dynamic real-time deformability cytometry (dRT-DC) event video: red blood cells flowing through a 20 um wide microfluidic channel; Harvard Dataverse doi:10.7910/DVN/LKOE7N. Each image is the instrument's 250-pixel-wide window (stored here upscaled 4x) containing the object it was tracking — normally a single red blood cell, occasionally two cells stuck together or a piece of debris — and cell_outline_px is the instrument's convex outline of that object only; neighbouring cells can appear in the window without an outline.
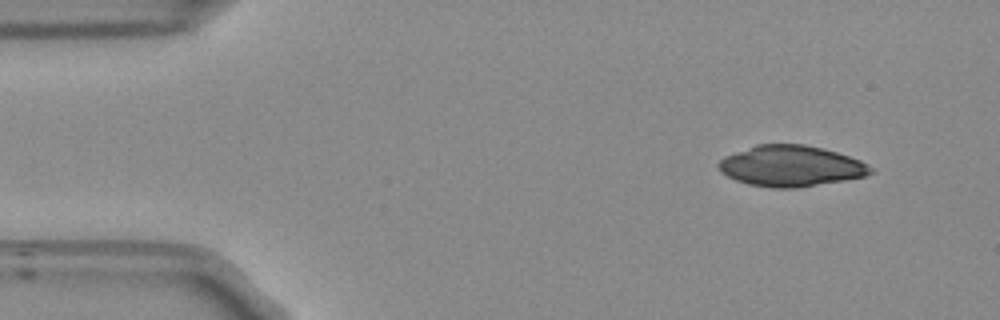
{"species": "Egyptian fruit bat (a non-hibernating species)", "species_latin": "Rousettus aegyptiacus", "temperature_condition": "room temperature", "stored_images_in_passage": 49, "camera_frame_rate_fps": 3000, "um_per_image_px": 0.085, "frame": {"image": 1, "passage_image": 1, "time_ms": 0.0, "image_size_px": [1000, 320], "cell_outline_px": [[876, 172], [864, 176], [844, 180], [800, 188], [772, 188], [748, 184], [736, 180], [720, 172], [716, 164], [724, 156], [756, 144], [804, 144], [824, 148], [860, 160], [868, 164]], "centroid_in_image_um": [67.22, 14.11], "position_along_channel_um": 17.8, "area_um2": 36.47}}